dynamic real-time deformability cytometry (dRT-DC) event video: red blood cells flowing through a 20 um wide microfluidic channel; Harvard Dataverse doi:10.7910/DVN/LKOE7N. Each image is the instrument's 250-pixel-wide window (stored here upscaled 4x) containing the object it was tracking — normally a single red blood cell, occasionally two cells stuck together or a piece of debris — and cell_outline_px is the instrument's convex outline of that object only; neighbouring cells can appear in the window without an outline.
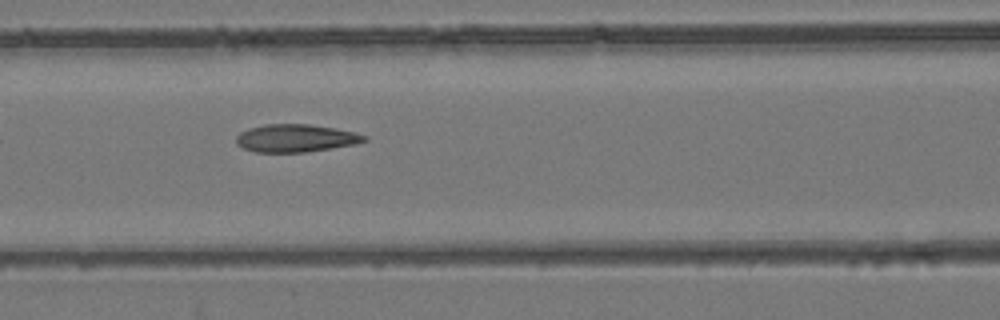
{"species": "common noctule bat (a hibernating species)", "species_latin": "Nyctalus noctula", "temperature_condition": "room temperature", "stored_images_in_passage": 6, "camera_frame_rate_fps": 3000, "um_per_image_px": 0.085, "animal": {"sex": "female", "body_mass_g": 24.6, "forearm_length_mm": 56.2}, "frame": {"image": 1, "passage_image": 6, "time_ms": 7.333, "image_size_px": [1000, 320], "cell_outline_px": [[368, 140], [356, 144], [332, 148], [304, 152], [256, 152], [244, 148], [236, 144], [236, 136], [240, 132], [248, 128], [264, 124], [308, 124], [336, 128], [356, 132], [368, 136]], "centroid_in_image_um": [25.16, 11.74], "position_along_channel_um": 141.4, "area_um2": 20.87}}